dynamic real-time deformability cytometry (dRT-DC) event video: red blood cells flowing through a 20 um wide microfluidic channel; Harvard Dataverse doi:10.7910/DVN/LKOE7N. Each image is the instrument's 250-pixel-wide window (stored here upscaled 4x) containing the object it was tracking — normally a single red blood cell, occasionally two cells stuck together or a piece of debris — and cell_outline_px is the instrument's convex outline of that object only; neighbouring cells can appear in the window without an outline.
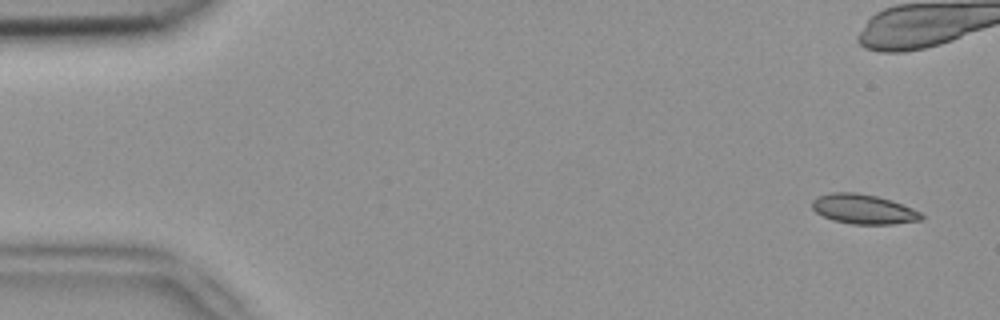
{"species": "common noctule bat (a hibernating species)", "species_latin": "Nyctalus noctula", "temperature_condition": "room temperature", "stored_images_in_passage": 2, "camera_frame_rate_fps": 3000, "um_per_image_px": 0.085, "animal": {"sex": "female", "body_mass_g": 18.4}, "frame": {"image": 1, "passage_image": 2, "time_ms": 0.333, "image_size_px": [1000, 320], "cell_outline_px": [[924, 220], [892, 224], [852, 224], [832, 220], [816, 212], [812, 208], [812, 200], [816, 196], [832, 192], [856, 192], [876, 196], [892, 200], [912, 208], [920, 212], [924, 216]], "centroid_in_image_um": [73.4, 17.77], "position_along_channel_um": 11.6, "area_um2": 19.02}}